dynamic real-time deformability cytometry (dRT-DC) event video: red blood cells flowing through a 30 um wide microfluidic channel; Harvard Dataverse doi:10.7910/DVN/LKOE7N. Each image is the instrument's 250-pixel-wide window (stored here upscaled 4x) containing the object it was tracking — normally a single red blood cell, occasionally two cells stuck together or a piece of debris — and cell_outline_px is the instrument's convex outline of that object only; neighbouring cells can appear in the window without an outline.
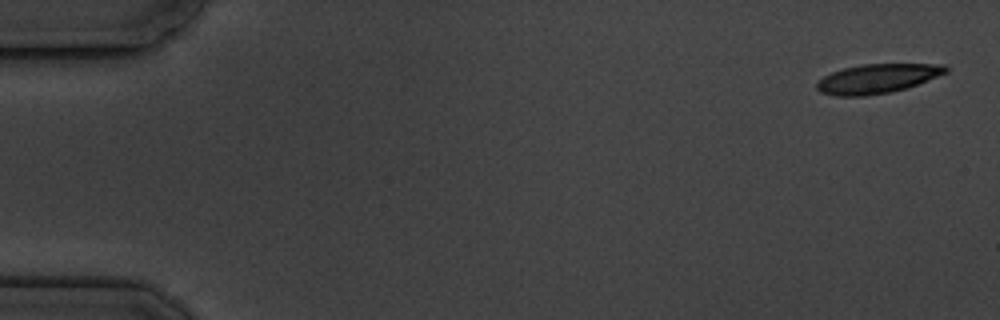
{"species": "common noctule bat (a hibernating species)", "species_latin": "Nyctalus noctula", "temperature_condition": "cold", "stored_images_in_passage": 6, "camera_frame_rate_fps": 3000, "um_per_image_px": 0.085, "animal": {"sex": "male", "body_mass_g": 19.5, "forearm_length_mm": 54.6}, "frame": {"image": 1, "passage_image": 1, "time_ms": 0.0, "image_size_px": [1000, 320], "cell_outline_px": [[948, 72], [908, 88], [892, 92], [864, 96], [836, 96], [820, 92], [816, 88], [816, 84], [824, 76], [832, 72], [844, 68], [864, 64], [944, 64], [948, 68]], "centroid_in_image_um": [74.59, 6.69], "position_along_channel_um": 10.4, "area_um2": 22.02}}
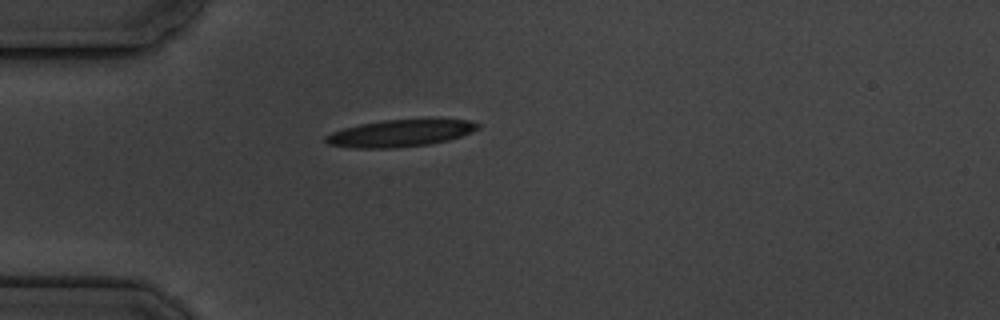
{"frame": {"image": 2, "passage_image": 5, "time_ms": 4.667, "image_size_px": [1000, 320], "cell_outline_px": [[480, 128], [472, 132], [448, 140], [428, 144], [392, 148], [352, 148], [328, 144], [324, 140], [324, 136], [332, 132], [344, 128], [360, 124], [384, 120], [424, 116], [440, 116], [468, 120], [480, 124]], "centroid_in_image_um": [34.12, 11.26], "position_along_channel_um": 50.9, "area_um2": 25.09}}